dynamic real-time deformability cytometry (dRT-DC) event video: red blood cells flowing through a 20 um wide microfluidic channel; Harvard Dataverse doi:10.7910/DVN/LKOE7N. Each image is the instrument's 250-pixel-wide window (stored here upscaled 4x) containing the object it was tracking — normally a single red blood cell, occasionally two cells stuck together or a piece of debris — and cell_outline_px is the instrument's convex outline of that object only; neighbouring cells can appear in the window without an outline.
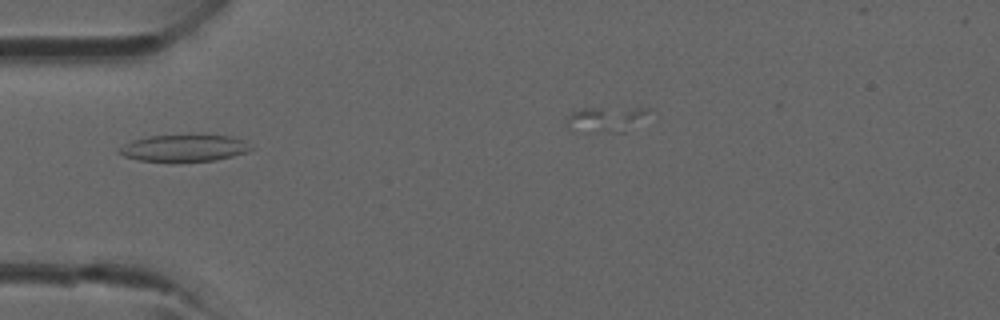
{"species": "common noctule bat (a hibernating species)", "species_latin": "Nyctalus noctula", "temperature_condition": "room temperature", "stored_images_in_passage": 4, "camera_frame_rate_fps": 3000, "um_per_image_px": 0.085, "animal": {"sex": "male", "forearm_length_mm": 52.5}, "frame": {"image": 1, "passage_image": 3, "time_ms": 3.333, "image_size_px": [1000, 320], "cell_outline_px": [[252, 148], [248, 152], [216, 160], [172, 164], [140, 160], [124, 156], [116, 152], [116, 148], [132, 140], [148, 136], [232, 136], [244, 140]], "centroid_in_image_um": [15.58, 12.63], "position_along_channel_um": 69.4, "area_um2": 21.1}}